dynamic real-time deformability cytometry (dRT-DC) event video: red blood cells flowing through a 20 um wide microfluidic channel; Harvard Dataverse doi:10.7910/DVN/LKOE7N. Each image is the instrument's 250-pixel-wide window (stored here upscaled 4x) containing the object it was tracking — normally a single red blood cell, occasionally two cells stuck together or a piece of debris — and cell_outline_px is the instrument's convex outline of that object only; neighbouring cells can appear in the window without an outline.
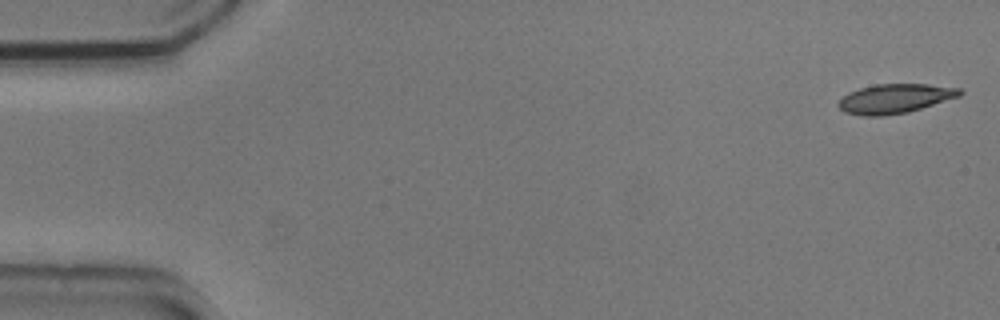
{"species": "common noctule bat (a hibernating species)", "species_latin": "Nyctalus noctula", "temperature_condition": "cold", "stored_images_in_passage": 11, "camera_frame_rate_fps": 3000, "um_per_image_px": 0.085, "animal": {"sex": "male", "body_mass_g": 20.5, "forearm_length_mm": 52.5}, "frame": {"image": 1, "passage_image": 1, "time_ms": 0.0, "image_size_px": [1000, 320], "cell_outline_px": [[964, 92], [960, 96], [908, 112], [880, 116], [860, 116], [844, 112], [836, 104], [848, 92], [860, 88], [876, 84], [928, 84], [960, 88]], "centroid_in_image_um": [76.06, 8.38], "position_along_channel_um": 8.9, "area_um2": 20.75}}